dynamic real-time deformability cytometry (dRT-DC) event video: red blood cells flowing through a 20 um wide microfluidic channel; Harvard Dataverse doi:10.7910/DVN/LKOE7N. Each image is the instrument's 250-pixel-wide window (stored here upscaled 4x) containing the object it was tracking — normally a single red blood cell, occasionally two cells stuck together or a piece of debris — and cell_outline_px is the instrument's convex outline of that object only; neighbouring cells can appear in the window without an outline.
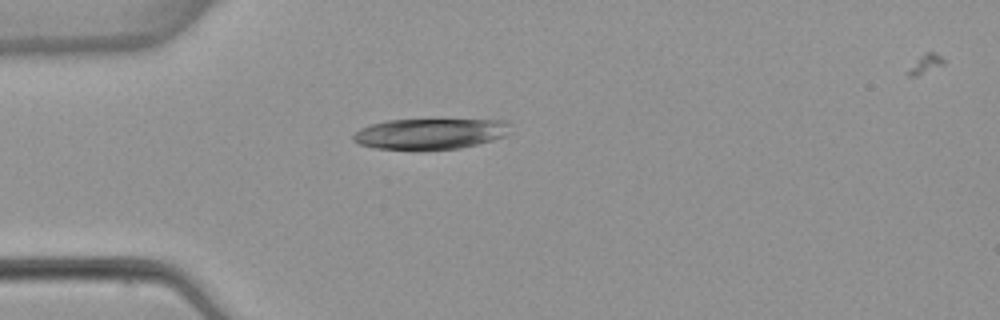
{"species": "common noctule bat (a hibernating species)", "species_latin": "Nyctalus noctula", "temperature_condition": "warm", "stored_images_in_passage": 5, "camera_frame_rate_fps": 3000, "um_per_image_px": 0.085, "animal": {"sex": "female", "body_mass_g": 22.7, "forearm_length_mm": 54.2}, "frame": {"image": 1, "passage_image": 4, "time_ms": 3.667, "image_size_px": [1000, 320], "cell_outline_px": [[512, 132], [504, 136], [492, 140], [460, 148], [420, 152], [372, 148], [360, 144], [352, 140], [352, 136], [360, 128], [372, 124], [388, 120], [508, 120]], "centroid_in_image_um": [36.55, 11.41], "position_along_channel_um": 48.5, "area_um2": 28.9}}